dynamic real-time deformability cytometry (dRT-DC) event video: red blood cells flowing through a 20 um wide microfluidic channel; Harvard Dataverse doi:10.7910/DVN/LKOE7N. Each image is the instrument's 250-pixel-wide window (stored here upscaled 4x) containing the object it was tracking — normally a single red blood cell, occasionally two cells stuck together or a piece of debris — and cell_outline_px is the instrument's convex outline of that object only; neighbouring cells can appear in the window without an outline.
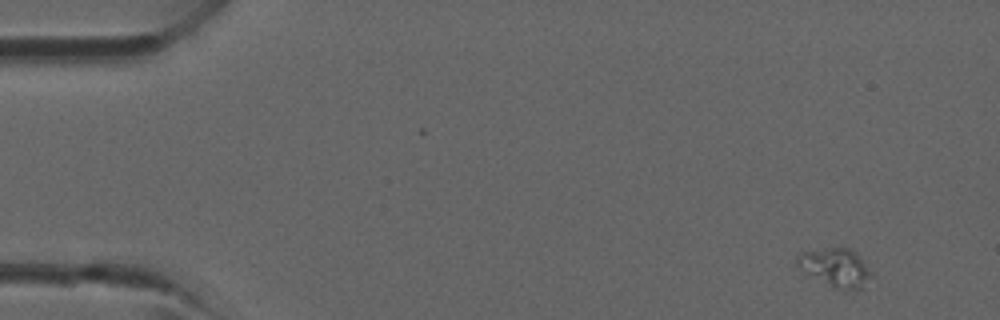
{"species": "common noctule bat (a hibernating species)", "species_latin": "Nyctalus noctula", "temperature_condition": "room temperature", "stored_images_in_passage": 3, "camera_frame_rate_fps": 3000, "um_per_image_px": 0.085, "animal": {"sex": "male", "forearm_length_mm": 52.5}, "frame": {"image": 1, "passage_image": 1, "time_ms": 0.0, "image_size_px": [1000, 320], "cell_outline_px": [[872, 276], [864, 288], [836, 288], [808, 272], [796, 264], [796, 256], [800, 252], [832, 248], [848, 248], [856, 252], [860, 256], [872, 272]], "centroid_in_image_um": [71.08, 22.71], "position_along_channel_um": 13.9, "area_um2": 15.95}}
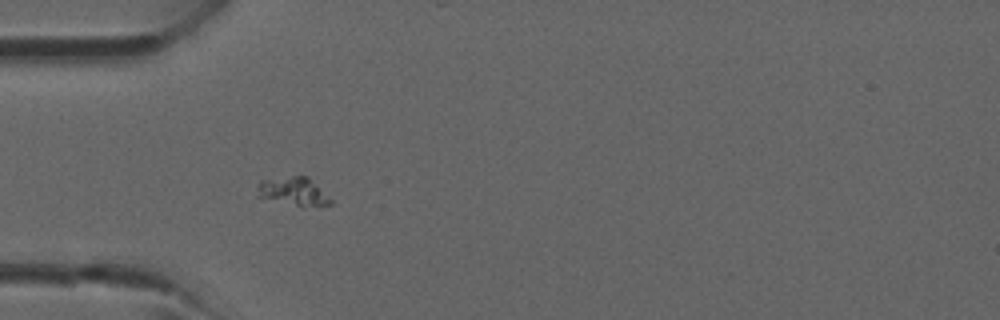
{"frame": {"image": 2, "passage_image": 3, "time_ms": 3.333, "image_size_px": [1000, 320], "cell_outline_px": [[332, 204], [296, 204], [256, 196], [260, 180], [292, 176], [308, 176], [332, 200]], "centroid_in_image_um": [24.91, 16.21], "position_along_channel_um": 60.1, "area_um2": 11.33}}